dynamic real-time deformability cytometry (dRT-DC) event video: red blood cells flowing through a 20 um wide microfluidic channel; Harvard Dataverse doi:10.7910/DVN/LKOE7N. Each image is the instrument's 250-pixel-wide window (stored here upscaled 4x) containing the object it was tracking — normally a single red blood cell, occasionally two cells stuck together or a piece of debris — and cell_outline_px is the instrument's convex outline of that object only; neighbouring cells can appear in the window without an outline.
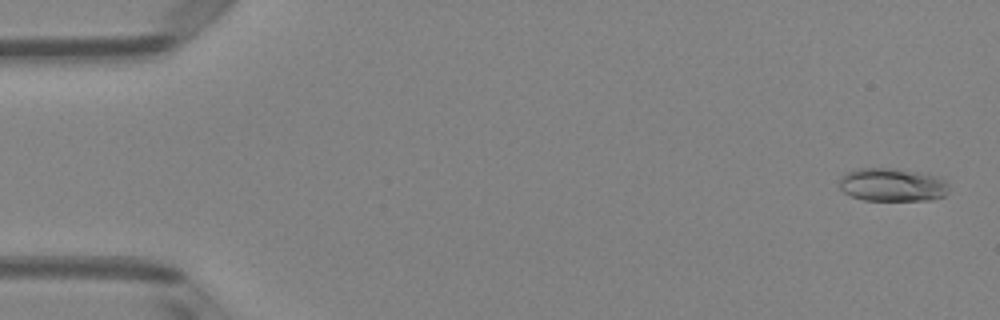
{"species": "Egyptian fruit bat (a non-hibernating species)", "species_latin": "Rousettus aegyptiacus", "temperature_condition": "room temperature", "stored_images_in_passage": 7, "camera_frame_rate_fps": 3000, "um_per_image_px": 0.085, "animal": {"sex": "female"}, "frame": {"image": 1, "passage_image": 1, "time_ms": 0.0, "image_size_px": [1000, 320], "cell_outline_px": [[948, 192], [944, 196], [932, 200], [864, 200], [852, 196], [844, 192], [840, 188], [840, 176], [856, 168], [896, 168], [936, 176], [944, 180], [948, 184]], "centroid_in_image_um": [75.84, 15.71], "position_along_channel_um": 9.2, "area_um2": 21.21}}
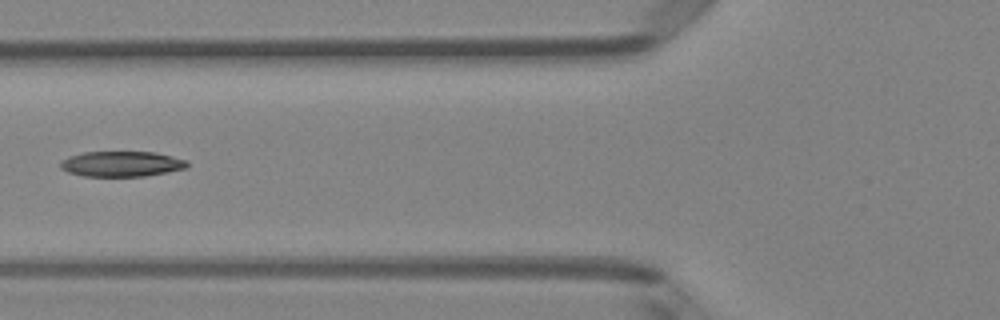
{"frame": {"image": 2, "passage_image": 6, "time_ms": 1.667, "image_size_px": [1000, 320], "cell_outline_px": [[188, 168], [144, 176], [84, 176], [68, 172], [60, 168], [60, 160], [68, 156], [84, 152], [156, 152], [188, 160]], "centroid_in_image_um": [10.33, 13.93], "position_along_channel_um": 115.5, "area_um2": 18.84}}
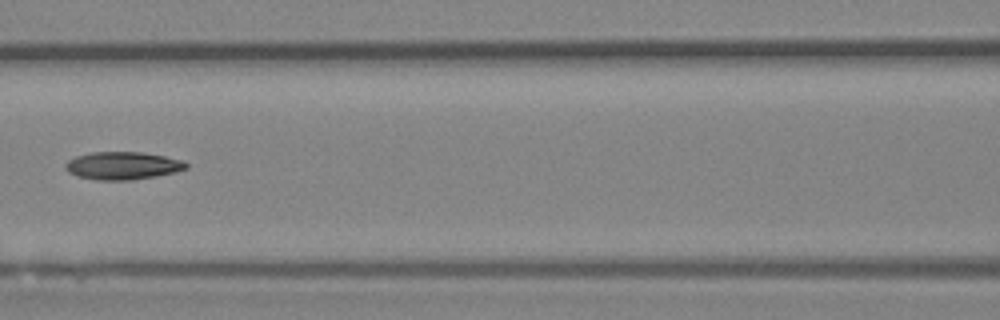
{"frame": {"image": 3, "passage_image": 7, "time_ms": 2.0, "image_size_px": [1000, 320], "cell_outline_px": [[188, 168], [176, 172], [156, 176], [132, 180], [96, 180], [76, 176], [68, 172], [64, 168], [64, 164], [68, 160], [76, 156], [92, 152], [144, 152], [184, 160], [188, 164]], "centroid_in_image_um": [10.43, 14.08], "position_along_channel_um": 156.2, "area_um2": 19.77}}